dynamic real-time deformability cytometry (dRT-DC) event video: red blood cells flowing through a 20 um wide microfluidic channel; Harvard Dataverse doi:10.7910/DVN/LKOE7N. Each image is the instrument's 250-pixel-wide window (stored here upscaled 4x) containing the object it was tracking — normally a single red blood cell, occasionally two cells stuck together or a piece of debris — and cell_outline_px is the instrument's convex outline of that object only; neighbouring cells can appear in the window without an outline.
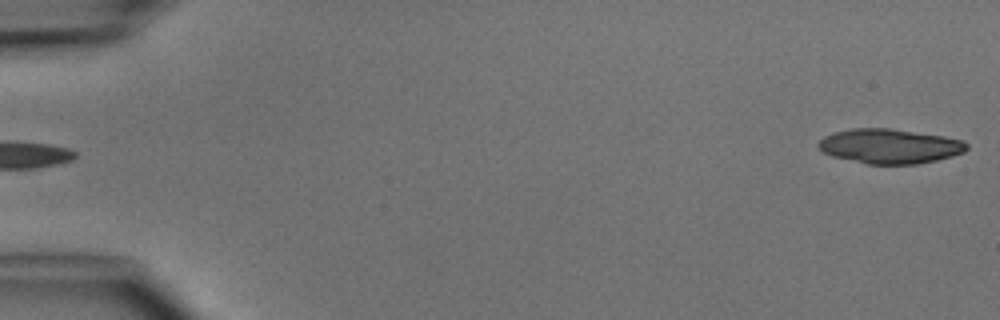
{"species": "common noctule bat (a hibernating species)", "species_latin": "Nyctalus noctula", "temperature_condition": "cold", "stored_images_in_passage": 4, "segment_of_instrument_passage": [2, 2], "camera_frame_rate_fps": 3000, "um_per_image_px": 0.085, "animal": {"sex": "male", "body_mass_g": 15.6}, "frame": {"image": 1, "passage_image": 4, "time_ms": 4.333, "image_size_px": [1000, 320], "cell_outline_px": [[968, 148], [964, 152], [952, 156], [936, 160], [916, 164], [868, 164], [832, 156], [824, 152], [816, 144], [824, 136], [836, 132], [852, 128], [892, 128], [944, 136], [964, 140], [968, 144]], "centroid_in_image_um": [75.65, 12.42], "position_along_channel_um": 9.3, "area_um2": 29.94}}